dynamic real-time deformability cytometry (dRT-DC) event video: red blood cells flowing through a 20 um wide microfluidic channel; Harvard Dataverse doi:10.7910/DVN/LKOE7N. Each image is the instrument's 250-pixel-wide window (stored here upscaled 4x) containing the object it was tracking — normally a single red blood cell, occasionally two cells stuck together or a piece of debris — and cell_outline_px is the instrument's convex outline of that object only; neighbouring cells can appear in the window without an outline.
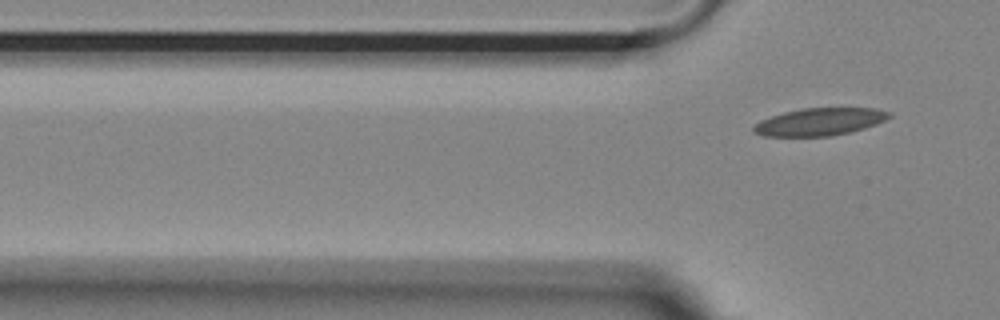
{"species": "Egyptian fruit bat (a non-hibernating species)", "species_latin": "Rousettus aegyptiacus", "temperature_condition": "room temperature", "stored_images_in_passage": 3, "camera_frame_rate_fps": 3000, "um_per_image_px": 0.085, "animal": {"sex": "female"}, "frame": {"image": 1, "passage_image": 3, "time_ms": 3.333, "image_size_px": [1000, 320], "cell_outline_px": [[892, 116], [876, 124], [864, 128], [832, 136], [764, 136], [752, 132], [752, 128], [760, 120], [784, 112], [800, 108], [876, 108], [892, 112]], "centroid_in_image_um": [69.68, 10.34], "position_along_channel_um": 56.1, "area_um2": 21.73}}